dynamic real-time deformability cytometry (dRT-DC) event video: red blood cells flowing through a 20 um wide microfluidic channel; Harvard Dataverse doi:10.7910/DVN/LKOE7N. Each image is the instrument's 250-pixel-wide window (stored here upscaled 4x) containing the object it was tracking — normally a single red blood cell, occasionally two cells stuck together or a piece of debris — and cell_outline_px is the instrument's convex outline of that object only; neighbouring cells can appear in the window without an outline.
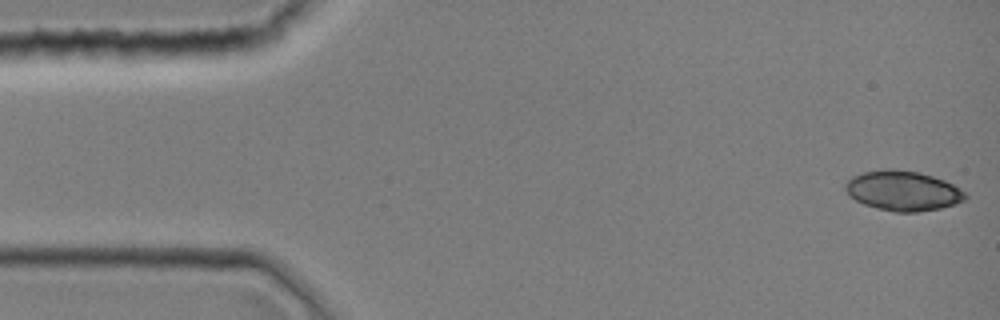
{"species": "common noctule bat (a hibernating species)", "species_latin": "Nyctalus noctula", "temperature_condition": "room temperature", "stored_images_in_passage": 43, "camera_frame_rate_fps": 3000, "um_per_image_px": 0.085, "animal": {"sex": "female", "body_mass_g": 19.0, "forearm_length_mm": 51.5}, "frame": {"image": 1, "passage_image": 1, "time_ms": 0.0, "image_size_px": [1000, 320], "cell_outline_px": [[968, 196], [964, 200], [956, 204], [940, 208], [916, 212], [892, 212], [876, 208], [864, 204], [848, 196], [844, 188], [844, 184], [852, 176], [864, 172], [884, 168], [892, 168], [920, 172], [944, 180], [952, 184], [964, 192]], "centroid_in_image_um": [76.71, 16.21], "position_along_channel_um": 8.3, "area_um2": 28.09}}
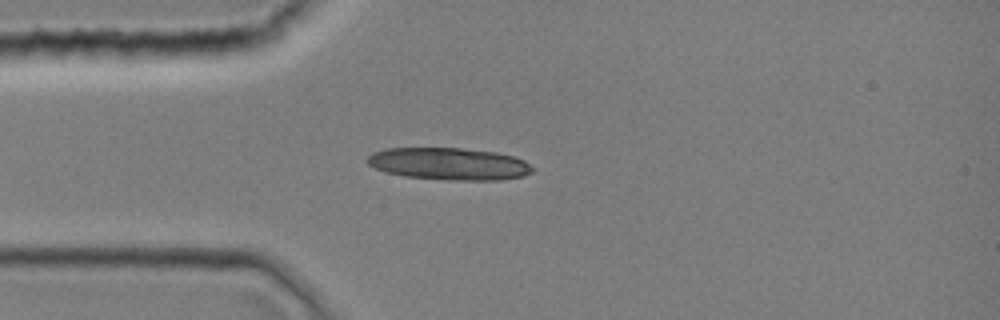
{"frame": {"image": 2, "passage_image": 11, "time_ms": 3.333, "image_size_px": [1000, 320], "cell_outline_px": [[536, 168], [532, 172], [524, 176], [500, 180], [456, 180], [404, 176], [388, 172], [376, 168], [368, 164], [364, 160], [372, 152], [384, 148], [460, 148], [496, 152], [512, 156], [524, 160]], "centroid_in_image_um": [38.18, 13.92], "position_along_channel_um": 46.8, "area_um2": 31.04}}